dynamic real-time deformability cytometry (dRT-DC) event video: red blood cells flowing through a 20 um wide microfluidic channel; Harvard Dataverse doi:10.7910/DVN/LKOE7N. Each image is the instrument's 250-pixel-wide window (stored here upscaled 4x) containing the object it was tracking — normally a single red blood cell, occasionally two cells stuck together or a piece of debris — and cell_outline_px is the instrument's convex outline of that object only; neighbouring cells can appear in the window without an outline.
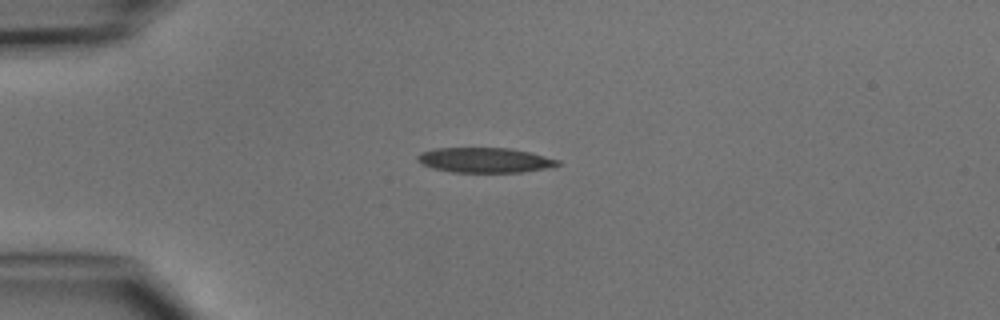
{"species": "common noctule bat (a hibernating species)", "species_latin": "Nyctalus noctula", "temperature_condition": "cold", "stored_images_in_passage": 2, "camera_frame_rate_fps": 3000, "um_per_image_px": 0.085, "animal": {"sex": "male", "body_mass_g": 15.6}, "frame": {"image": 1, "passage_image": 1, "time_ms": 0.0, "image_size_px": [1000, 320], "cell_outline_px": [[560, 164], [548, 168], [520, 172], [452, 172], [432, 168], [416, 160], [416, 156], [420, 152], [436, 148], [512, 148], [532, 152], [560, 160]], "centroid_in_image_um": [41.22, 13.6], "position_along_channel_um": 43.8, "area_um2": 20.52}}
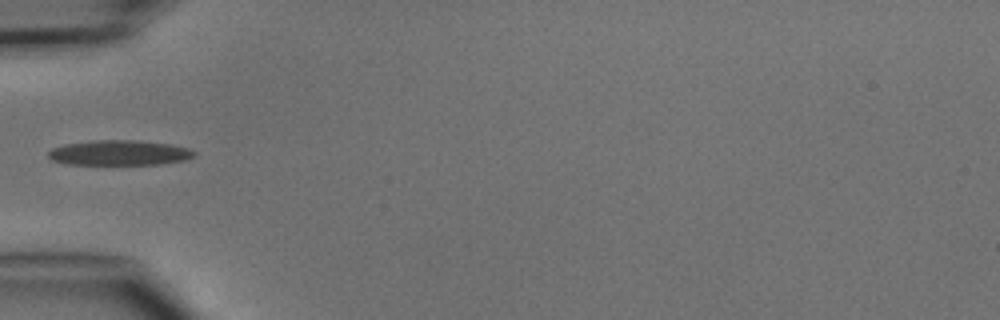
{"frame": {"image": 2, "passage_image": 2, "time_ms": 1.333, "image_size_px": [1000, 320], "cell_outline_px": [[196, 156], [184, 160], [160, 164], [68, 164], [52, 160], [48, 156], [48, 152], [52, 148], [64, 144], [92, 140], [136, 140], [172, 144], [188, 148], [196, 152]], "centroid_in_image_um": [10.16, 12.98], "position_along_channel_um": 74.8, "area_um2": 21.39}}